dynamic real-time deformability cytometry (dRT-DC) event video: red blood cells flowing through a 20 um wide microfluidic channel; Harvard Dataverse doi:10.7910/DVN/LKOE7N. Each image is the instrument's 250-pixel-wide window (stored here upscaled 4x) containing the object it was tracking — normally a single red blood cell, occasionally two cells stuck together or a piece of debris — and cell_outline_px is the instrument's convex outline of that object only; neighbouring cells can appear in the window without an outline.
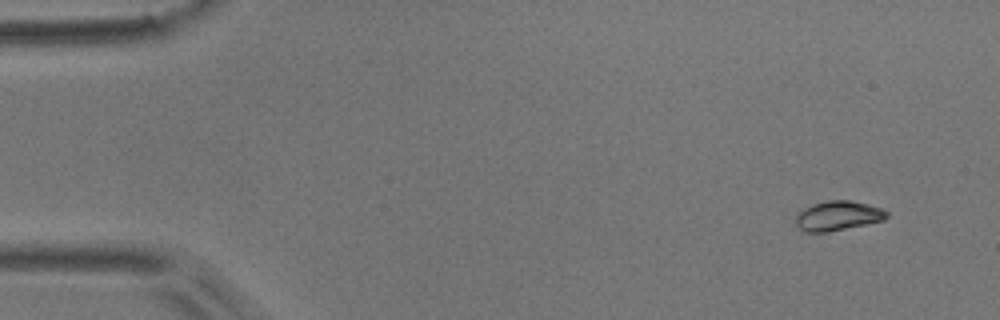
{"species": "common noctule bat (a hibernating species)", "species_latin": "Nyctalus noctula", "temperature_condition": "room temperature", "stored_images_in_passage": 8, "camera_frame_rate_fps": 3000, "um_per_image_px": 0.085, "animal": {"sex": "male", "body_mass_g": 17.9}, "frame": {"image": 1, "passage_image": 1, "time_ms": 0.0, "image_size_px": [1000, 320], "cell_outline_px": [[888, 216], [884, 220], [828, 232], [804, 232], [796, 224], [796, 216], [804, 208], [812, 204], [828, 200], [852, 200], [868, 204], [880, 208], [888, 212]], "centroid_in_image_um": [71.22, 18.33], "position_along_channel_um": 13.8, "area_um2": 15.61}}
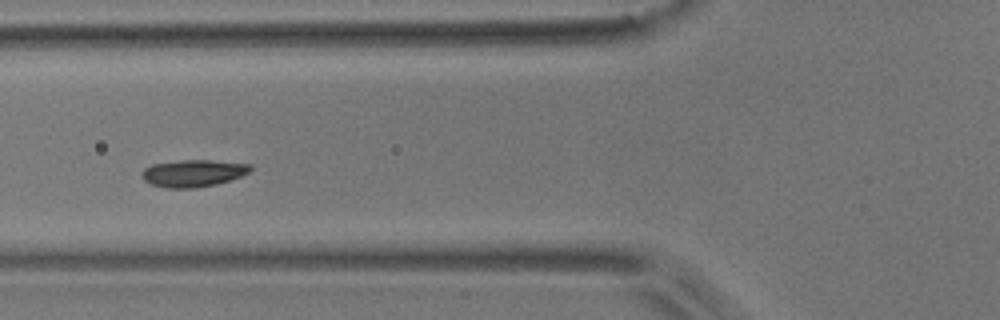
{"frame": {"image": 2, "passage_image": 5, "time_ms": 1.333, "image_size_px": [1000, 320], "cell_outline_px": [[252, 168], [248, 172], [240, 176], [216, 184], [196, 188], [164, 188], [152, 184], [144, 180], [144, 168], [152, 164], [180, 160], [208, 160], [252, 164]], "centroid_in_image_um": [16.43, 14.72], "position_along_channel_um": 109.4, "area_um2": 16.94}}
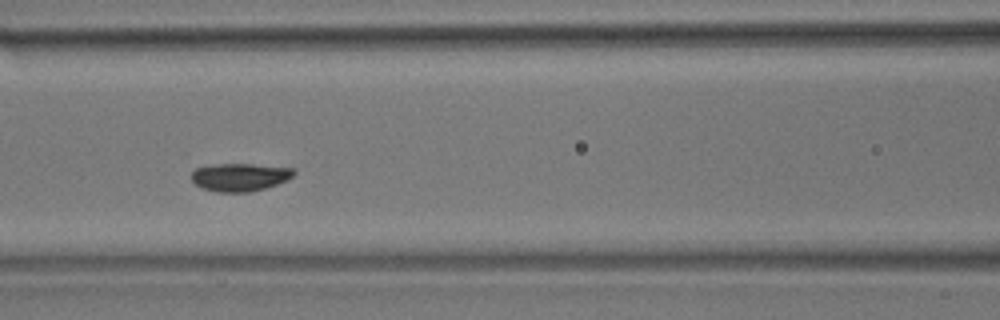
{"frame": {"image": 3, "passage_image": 6, "time_ms": 1.667, "image_size_px": [1000, 320], "cell_outline_px": [[296, 172], [288, 180], [264, 188], [248, 192], [216, 192], [200, 188], [192, 180], [192, 172], [196, 168], [216, 164], [252, 164], [296, 168]], "centroid_in_image_um": [20.4, 15.05], "position_along_channel_um": 146.2, "area_um2": 16.7}}